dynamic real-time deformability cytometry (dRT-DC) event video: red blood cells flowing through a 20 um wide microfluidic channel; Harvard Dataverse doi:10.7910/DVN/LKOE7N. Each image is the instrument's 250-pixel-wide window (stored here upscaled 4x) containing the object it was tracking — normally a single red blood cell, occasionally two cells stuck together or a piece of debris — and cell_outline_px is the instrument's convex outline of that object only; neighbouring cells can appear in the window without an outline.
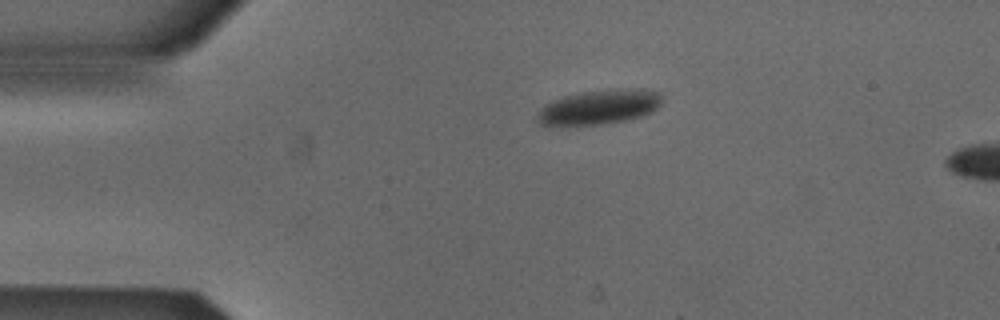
{"species": "Egyptian fruit bat (a non-hibernating species)", "species_latin": "Rousettus aegyptiacus", "temperature_condition": "cold", "stored_images_in_passage": 2, "camera_frame_rate_fps": 3000, "um_per_image_px": 0.085, "animal": {"sex": "male"}, "frame": {"image": 1, "passage_image": 1, "time_ms": 0.0, "image_size_px": [1000, 320], "cell_outline_px": [[660, 104], [652, 112], [644, 116], [628, 120], [600, 124], [540, 124], [536, 120], [536, 112], [544, 104], [552, 100], [564, 96], [580, 92], [620, 88], [644, 88], [660, 92]], "centroid_in_image_um": [50.95, 9.07], "position_along_channel_um": 34.0, "area_um2": 25.26}}